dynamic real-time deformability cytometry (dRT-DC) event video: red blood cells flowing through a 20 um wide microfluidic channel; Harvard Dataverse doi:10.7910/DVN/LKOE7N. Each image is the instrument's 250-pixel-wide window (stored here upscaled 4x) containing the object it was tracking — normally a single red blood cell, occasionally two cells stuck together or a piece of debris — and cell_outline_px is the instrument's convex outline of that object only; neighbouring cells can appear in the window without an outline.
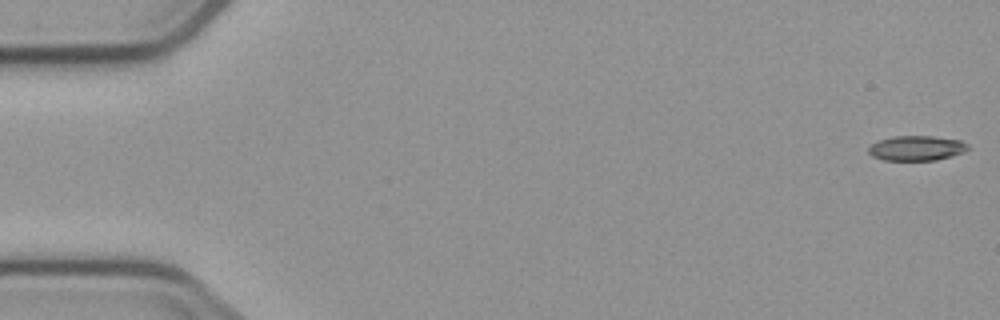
{"species": "common noctule bat (a hibernating species)", "species_latin": "Nyctalus noctula", "temperature_condition": "cold", "stored_images_in_passage": 4, "camera_frame_rate_fps": 3000, "um_per_image_px": 0.085, "animal": {"sex": "male", "body_mass_g": 23.1, "forearm_length_mm": 52.7}, "frame": {"image": 1, "passage_image": 1, "time_ms": 0.0, "image_size_px": [1000, 320], "cell_outline_px": [[972, 148], [964, 152], [952, 156], [936, 160], [884, 160], [872, 156], [868, 152], [868, 148], [872, 144], [880, 140], [892, 136], [932, 136], [960, 140], [968, 144]], "centroid_in_image_um": [77.94, 12.59], "position_along_channel_um": 7.1, "area_um2": 14.51}}
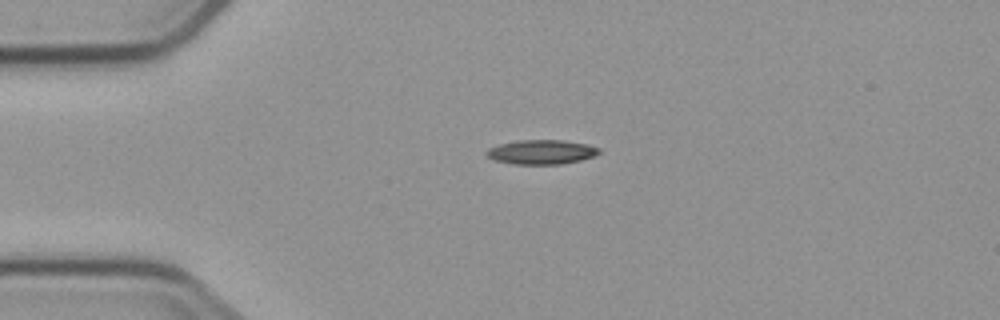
{"frame": {"image": 2, "passage_image": 4, "time_ms": 4.0, "image_size_px": [1000, 320], "cell_outline_px": [[600, 152], [592, 156], [580, 160], [560, 164], [512, 164], [496, 160], [488, 156], [484, 152], [488, 148], [500, 144], [520, 140], [564, 140], [588, 144], [600, 148]], "centroid_in_image_um": [46.02, 12.91], "position_along_channel_um": 39.0, "area_um2": 15.9}}